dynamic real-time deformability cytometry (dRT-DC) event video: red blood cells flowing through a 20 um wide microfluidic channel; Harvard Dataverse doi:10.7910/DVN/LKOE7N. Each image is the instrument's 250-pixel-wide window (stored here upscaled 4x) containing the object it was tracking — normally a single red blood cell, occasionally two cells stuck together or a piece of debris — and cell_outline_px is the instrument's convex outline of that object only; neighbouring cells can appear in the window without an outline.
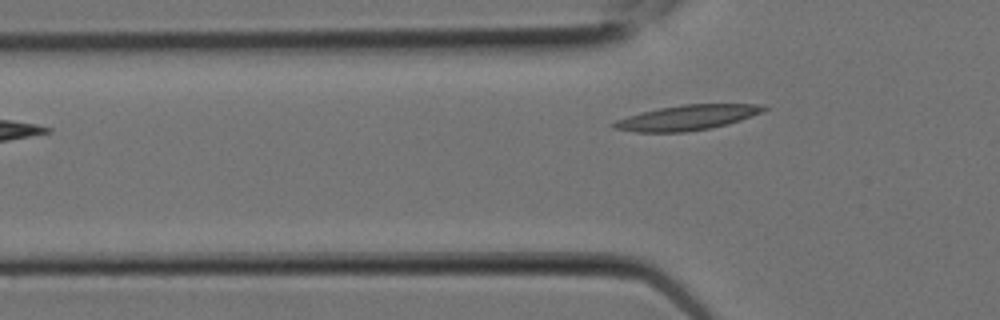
{"species": "Egyptian fruit bat (a non-hibernating species)", "species_latin": "Rousettus aegyptiacus", "temperature_condition": "room temperature", "stored_images_in_passage": 4, "camera_frame_rate_fps": 3000, "um_per_image_px": 0.085, "animal": {"sex": "female"}, "frame": {"image": 1, "passage_image": 4, "time_ms": 1.0, "image_size_px": [1000, 320], "cell_outline_px": [[768, 108], [760, 112], [740, 120], [728, 124], [708, 128], [684, 132], [636, 132], [616, 128], [608, 124], [616, 120], [640, 112], [660, 108], [684, 104], [764, 104]], "centroid_in_image_um": [58.38, 9.99], "position_along_channel_um": 67.4, "area_um2": 21.68}}